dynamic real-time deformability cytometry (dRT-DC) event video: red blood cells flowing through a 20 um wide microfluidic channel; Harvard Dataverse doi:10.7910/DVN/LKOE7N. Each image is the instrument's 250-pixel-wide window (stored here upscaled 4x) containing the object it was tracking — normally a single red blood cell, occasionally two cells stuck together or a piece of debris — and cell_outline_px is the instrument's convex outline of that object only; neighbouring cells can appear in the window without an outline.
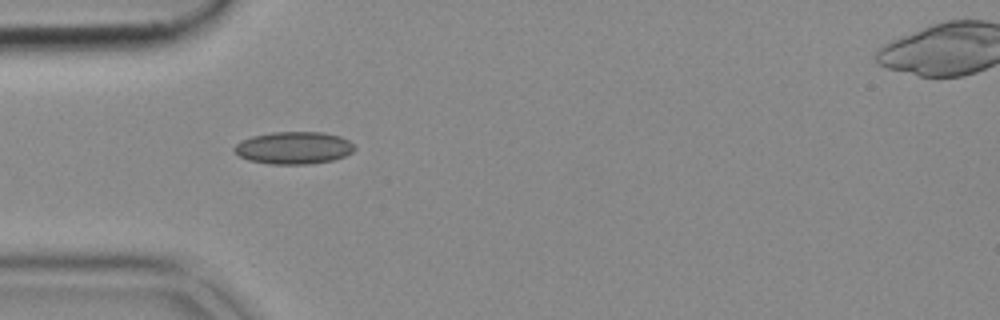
{"species": "common noctule bat (a hibernating species)", "species_latin": "Nyctalus noctula", "temperature_condition": "cold", "stored_images_in_passage": 52, "camera_frame_rate_fps": 3000, "um_per_image_px": 0.085, "animal": {"sex": "female", "body_mass_g": 18.4}, "frame": {"image": 1, "passage_image": 15, "time_ms": 4.667, "image_size_px": [1000, 320], "cell_outline_px": [[356, 148], [352, 152], [344, 156], [332, 160], [308, 164], [268, 164], [248, 160], [240, 156], [232, 148], [236, 144], [252, 136], [272, 132], [324, 132], [340, 136], [348, 140]], "centroid_in_image_um": [24.97, 12.57], "position_along_channel_um": 60.0, "area_um2": 22.6}}
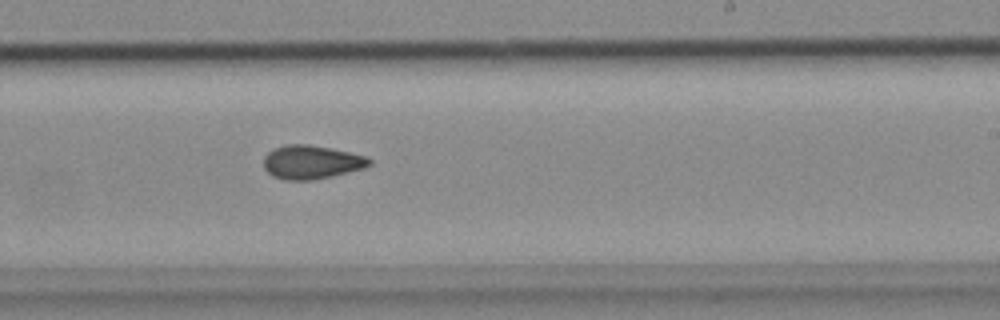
{"frame": {"image": 2, "passage_image": 31, "time_ms": 10.0, "image_size_px": [1000, 320], "cell_outline_px": [[372, 164], [364, 168], [332, 176], [312, 180], [284, 180], [272, 176], [264, 168], [264, 156], [268, 152], [276, 148], [288, 144], [308, 144], [348, 152], [364, 156], [372, 160]], "centroid_in_image_um": [26.46, 13.79], "position_along_channel_um": 262.5, "area_um2": 20.58}}
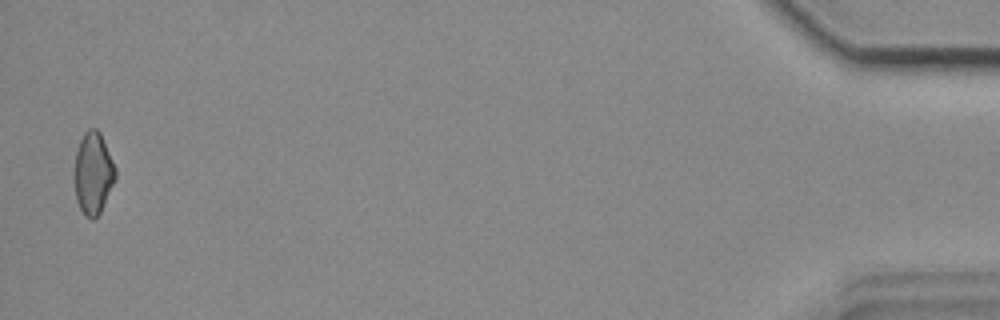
{"frame": {"image": 3, "passage_image": 51, "time_ms": 16.667, "image_size_px": [1000, 320], "cell_outline_px": [[116, 180], [100, 212], [92, 220], [84, 216], [76, 200], [72, 176], [76, 152], [80, 140], [84, 132], [88, 128], [96, 128], [100, 132], [116, 168]], "centroid_in_image_um": [7.89, 14.73], "position_along_channel_um": 427.3, "area_um2": 20.06}}